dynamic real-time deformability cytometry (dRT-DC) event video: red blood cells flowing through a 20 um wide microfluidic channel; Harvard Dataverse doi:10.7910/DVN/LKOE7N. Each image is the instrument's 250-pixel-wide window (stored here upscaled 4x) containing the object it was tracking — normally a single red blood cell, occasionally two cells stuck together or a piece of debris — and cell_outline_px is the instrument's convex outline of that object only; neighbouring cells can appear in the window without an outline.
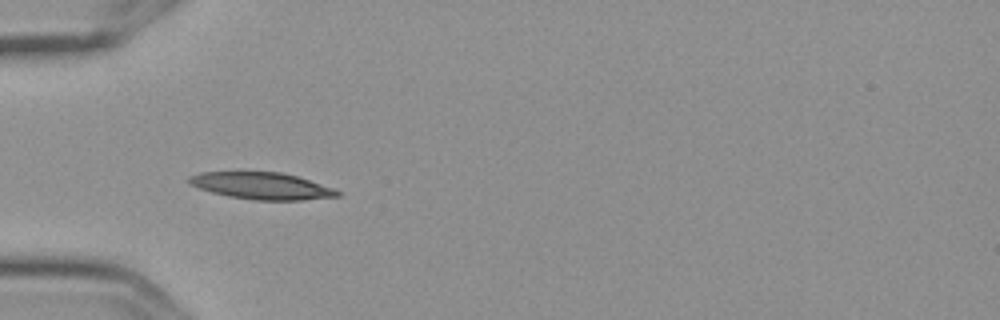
{"species": "Egyptian fruit bat (a non-hibernating species)", "species_latin": "Rousettus aegyptiacus", "temperature_condition": "cold", "stored_images_in_passage": 5, "camera_frame_rate_fps": 3000, "um_per_image_px": 0.085, "frame": {"image": 1, "passage_image": 4, "time_ms": 1.0, "image_size_px": [1000, 320], "cell_outline_px": [[340, 196], [304, 200], [256, 200], [228, 196], [212, 192], [188, 184], [188, 176], [200, 172], [280, 172], [296, 176], [332, 188], [340, 192]], "centroid_in_image_um": [22.21, 15.8], "position_along_channel_um": 62.8, "area_um2": 23.0}}
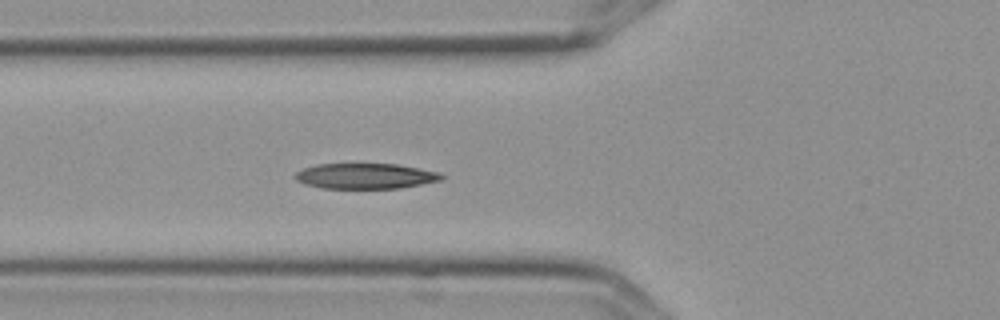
{"frame": {"image": 2, "passage_image": 5, "time_ms": 1.333, "image_size_px": [1000, 320], "cell_outline_px": [[444, 176], [440, 180], [400, 188], [324, 188], [304, 184], [296, 180], [292, 176], [296, 172], [304, 168], [316, 164], [396, 164], [420, 168], [440, 172]], "centroid_in_image_um": [31.03, 14.96], "position_along_channel_um": 94.8, "area_um2": 21.68}}